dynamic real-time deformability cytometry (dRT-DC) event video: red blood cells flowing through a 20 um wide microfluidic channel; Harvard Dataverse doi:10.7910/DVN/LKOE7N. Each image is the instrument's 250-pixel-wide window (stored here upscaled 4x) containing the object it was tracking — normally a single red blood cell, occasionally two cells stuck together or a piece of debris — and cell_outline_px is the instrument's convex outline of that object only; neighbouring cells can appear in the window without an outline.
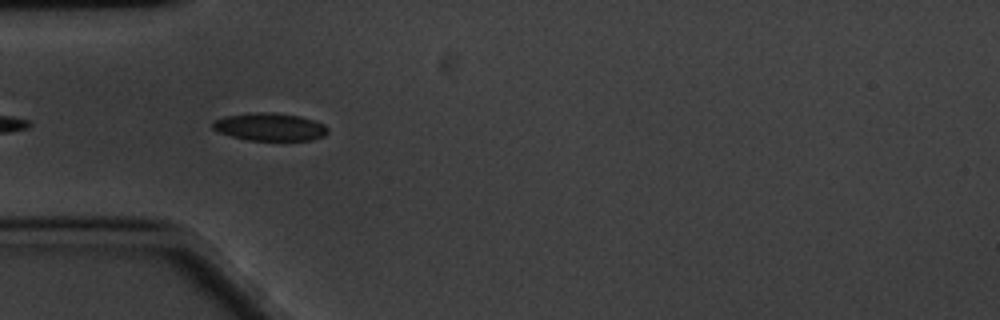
{"species": "common noctule bat (a hibernating species)", "species_latin": "Nyctalus noctula", "temperature_condition": "cold", "stored_images_in_passage": 6, "camera_frame_rate_fps": 3000, "um_per_image_px": 0.085, "animal": {"sex": "male", "body_mass_g": 20.1, "forearm_length_mm": 53.5}, "frame": {"image": 1, "passage_image": 3, "time_ms": 0.667, "image_size_px": [1000, 320], "cell_outline_px": [[328, 132], [324, 136], [312, 140], [248, 140], [232, 136], [220, 132], [212, 128], [212, 120], [224, 116], [256, 112], [272, 112], [300, 116], [324, 124], [328, 128]], "centroid_in_image_um": [22.93, 10.78], "position_along_channel_um": 62.1, "area_um2": 18.61}}